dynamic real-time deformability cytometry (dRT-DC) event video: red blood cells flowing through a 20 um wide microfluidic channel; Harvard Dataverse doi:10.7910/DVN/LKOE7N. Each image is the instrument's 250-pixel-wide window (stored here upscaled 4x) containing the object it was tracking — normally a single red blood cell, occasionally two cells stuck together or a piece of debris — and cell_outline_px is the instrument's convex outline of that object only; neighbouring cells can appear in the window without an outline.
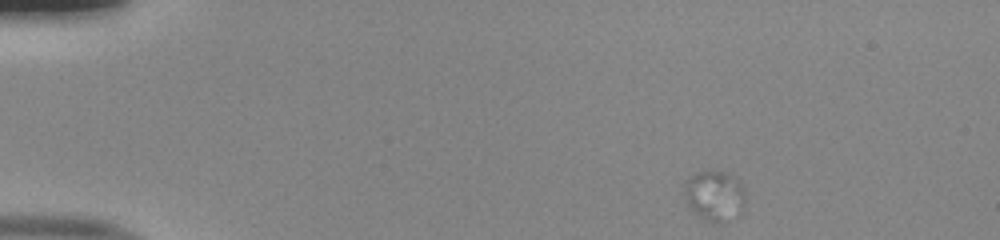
{"species": "human", "species_latin": "Homo sapiens", "temperature_condition": "room temperature", "stored_images_in_passage": 13, "camera_frame_rate_fps": 3000, "um_per_image_px": 0.085, "donor": {"sex": "male"}, "frame": {"image": 1, "passage_image": 1, "time_ms": 0.0, "image_size_px": [1000, 240], "cell_outline_px": [[744, 200], [740, 216], [720, 224], [704, 220], [692, 212], [688, 208], [684, 192], [684, 180], [688, 176], [700, 172], [724, 172], [740, 180], [744, 188]], "centroid_in_image_um": [60.72, 16.68], "position_along_channel_um": 24.3, "area_um2": 18.32}}